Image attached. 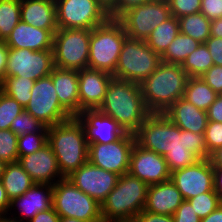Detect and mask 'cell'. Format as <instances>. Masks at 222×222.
Instances as JSON below:
<instances>
[{
	"mask_svg": "<svg viewBox=\"0 0 222 222\" xmlns=\"http://www.w3.org/2000/svg\"><path fill=\"white\" fill-rule=\"evenodd\" d=\"M134 136L137 145L164 156L170 172L210 159L204 133L180 129L164 113H151Z\"/></svg>",
	"mask_w": 222,
	"mask_h": 222,
	"instance_id": "obj_1",
	"label": "cell"
},
{
	"mask_svg": "<svg viewBox=\"0 0 222 222\" xmlns=\"http://www.w3.org/2000/svg\"><path fill=\"white\" fill-rule=\"evenodd\" d=\"M98 110L112 117L124 132L131 134L151 114L145 106L140 84L114 77Z\"/></svg>",
	"mask_w": 222,
	"mask_h": 222,
	"instance_id": "obj_2",
	"label": "cell"
},
{
	"mask_svg": "<svg viewBox=\"0 0 222 222\" xmlns=\"http://www.w3.org/2000/svg\"><path fill=\"white\" fill-rule=\"evenodd\" d=\"M48 144L56 156L59 170L64 178L88 161L86 133L77 117L48 127Z\"/></svg>",
	"mask_w": 222,
	"mask_h": 222,
	"instance_id": "obj_3",
	"label": "cell"
},
{
	"mask_svg": "<svg viewBox=\"0 0 222 222\" xmlns=\"http://www.w3.org/2000/svg\"><path fill=\"white\" fill-rule=\"evenodd\" d=\"M189 76L179 64L161 62L140 88L150 113H164L184 95Z\"/></svg>",
	"mask_w": 222,
	"mask_h": 222,
	"instance_id": "obj_4",
	"label": "cell"
},
{
	"mask_svg": "<svg viewBox=\"0 0 222 222\" xmlns=\"http://www.w3.org/2000/svg\"><path fill=\"white\" fill-rule=\"evenodd\" d=\"M148 185L129 172L119 176L117 185L101 204L103 222L133 221L144 209Z\"/></svg>",
	"mask_w": 222,
	"mask_h": 222,
	"instance_id": "obj_5",
	"label": "cell"
},
{
	"mask_svg": "<svg viewBox=\"0 0 222 222\" xmlns=\"http://www.w3.org/2000/svg\"><path fill=\"white\" fill-rule=\"evenodd\" d=\"M127 34L117 19L109 18L104 24L91 30L89 43V69L113 76Z\"/></svg>",
	"mask_w": 222,
	"mask_h": 222,
	"instance_id": "obj_6",
	"label": "cell"
},
{
	"mask_svg": "<svg viewBox=\"0 0 222 222\" xmlns=\"http://www.w3.org/2000/svg\"><path fill=\"white\" fill-rule=\"evenodd\" d=\"M161 55L146 41L127 37L123 43L114 78L140 84L161 64Z\"/></svg>",
	"mask_w": 222,
	"mask_h": 222,
	"instance_id": "obj_7",
	"label": "cell"
},
{
	"mask_svg": "<svg viewBox=\"0 0 222 222\" xmlns=\"http://www.w3.org/2000/svg\"><path fill=\"white\" fill-rule=\"evenodd\" d=\"M53 208L60 217H72L86 222H103L101 205L67 178L53 185Z\"/></svg>",
	"mask_w": 222,
	"mask_h": 222,
	"instance_id": "obj_8",
	"label": "cell"
},
{
	"mask_svg": "<svg viewBox=\"0 0 222 222\" xmlns=\"http://www.w3.org/2000/svg\"><path fill=\"white\" fill-rule=\"evenodd\" d=\"M91 30L58 28L53 36L54 67L82 70L88 67Z\"/></svg>",
	"mask_w": 222,
	"mask_h": 222,
	"instance_id": "obj_9",
	"label": "cell"
},
{
	"mask_svg": "<svg viewBox=\"0 0 222 222\" xmlns=\"http://www.w3.org/2000/svg\"><path fill=\"white\" fill-rule=\"evenodd\" d=\"M170 16L167 1L149 0L125 11L117 20L129 38L145 41L151 32Z\"/></svg>",
	"mask_w": 222,
	"mask_h": 222,
	"instance_id": "obj_10",
	"label": "cell"
},
{
	"mask_svg": "<svg viewBox=\"0 0 222 222\" xmlns=\"http://www.w3.org/2000/svg\"><path fill=\"white\" fill-rule=\"evenodd\" d=\"M25 110L47 127L62 123L73 116L60 104L51 75L34 82Z\"/></svg>",
	"mask_w": 222,
	"mask_h": 222,
	"instance_id": "obj_11",
	"label": "cell"
},
{
	"mask_svg": "<svg viewBox=\"0 0 222 222\" xmlns=\"http://www.w3.org/2000/svg\"><path fill=\"white\" fill-rule=\"evenodd\" d=\"M55 3L58 28L92 30L110 18L96 0H55Z\"/></svg>",
	"mask_w": 222,
	"mask_h": 222,
	"instance_id": "obj_12",
	"label": "cell"
},
{
	"mask_svg": "<svg viewBox=\"0 0 222 222\" xmlns=\"http://www.w3.org/2000/svg\"><path fill=\"white\" fill-rule=\"evenodd\" d=\"M135 143L134 134L125 132L109 144H88V161L121 176L129 171L130 156Z\"/></svg>",
	"mask_w": 222,
	"mask_h": 222,
	"instance_id": "obj_13",
	"label": "cell"
},
{
	"mask_svg": "<svg viewBox=\"0 0 222 222\" xmlns=\"http://www.w3.org/2000/svg\"><path fill=\"white\" fill-rule=\"evenodd\" d=\"M53 68V50L8 48L5 77L22 76L36 81L50 75Z\"/></svg>",
	"mask_w": 222,
	"mask_h": 222,
	"instance_id": "obj_14",
	"label": "cell"
},
{
	"mask_svg": "<svg viewBox=\"0 0 222 222\" xmlns=\"http://www.w3.org/2000/svg\"><path fill=\"white\" fill-rule=\"evenodd\" d=\"M184 200L214 190V169L209 159H200L194 165L171 172L170 179Z\"/></svg>",
	"mask_w": 222,
	"mask_h": 222,
	"instance_id": "obj_15",
	"label": "cell"
},
{
	"mask_svg": "<svg viewBox=\"0 0 222 222\" xmlns=\"http://www.w3.org/2000/svg\"><path fill=\"white\" fill-rule=\"evenodd\" d=\"M67 179L101 205L117 185L119 175L99 168L87 161Z\"/></svg>",
	"mask_w": 222,
	"mask_h": 222,
	"instance_id": "obj_16",
	"label": "cell"
},
{
	"mask_svg": "<svg viewBox=\"0 0 222 222\" xmlns=\"http://www.w3.org/2000/svg\"><path fill=\"white\" fill-rule=\"evenodd\" d=\"M128 172L147 185L158 184L171 179V172L165 157L146 150L136 143L131 152Z\"/></svg>",
	"mask_w": 222,
	"mask_h": 222,
	"instance_id": "obj_17",
	"label": "cell"
},
{
	"mask_svg": "<svg viewBox=\"0 0 222 222\" xmlns=\"http://www.w3.org/2000/svg\"><path fill=\"white\" fill-rule=\"evenodd\" d=\"M18 163L37 184L54 185L57 181L64 178L59 170L56 156L49 144L35 153L21 156L18 158Z\"/></svg>",
	"mask_w": 222,
	"mask_h": 222,
	"instance_id": "obj_18",
	"label": "cell"
},
{
	"mask_svg": "<svg viewBox=\"0 0 222 222\" xmlns=\"http://www.w3.org/2000/svg\"><path fill=\"white\" fill-rule=\"evenodd\" d=\"M77 118L84 126L88 144H109L125 133L112 117L106 116L98 109L82 110Z\"/></svg>",
	"mask_w": 222,
	"mask_h": 222,
	"instance_id": "obj_19",
	"label": "cell"
},
{
	"mask_svg": "<svg viewBox=\"0 0 222 222\" xmlns=\"http://www.w3.org/2000/svg\"><path fill=\"white\" fill-rule=\"evenodd\" d=\"M111 74L85 68L78 71L80 112L85 109H98L102 104Z\"/></svg>",
	"mask_w": 222,
	"mask_h": 222,
	"instance_id": "obj_20",
	"label": "cell"
},
{
	"mask_svg": "<svg viewBox=\"0 0 222 222\" xmlns=\"http://www.w3.org/2000/svg\"><path fill=\"white\" fill-rule=\"evenodd\" d=\"M52 206L53 185L35 183L26 193L10 201L9 211L17 207L21 216L15 213L14 218H19V220L23 222L24 220L28 222L37 213L46 211Z\"/></svg>",
	"mask_w": 222,
	"mask_h": 222,
	"instance_id": "obj_21",
	"label": "cell"
},
{
	"mask_svg": "<svg viewBox=\"0 0 222 222\" xmlns=\"http://www.w3.org/2000/svg\"><path fill=\"white\" fill-rule=\"evenodd\" d=\"M53 34L20 20L4 41L8 48L32 51L53 50Z\"/></svg>",
	"mask_w": 222,
	"mask_h": 222,
	"instance_id": "obj_22",
	"label": "cell"
},
{
	"mask_svg": "<svg viewBox=\"0 0 222 222\" xmlns=\"http://www.w3.org/2000/svg\"><path fill=\"white\" fill-rule=\"evenodd\" d=\"M184 201L176 185L166 182L148 185L144 210L162 215H173Z\"/></svg>",
	"mask_w": 222,
	"mask_h": 222,
	"instance_id": "obj_23",
	"label": "cell"
},
{
	"mask_svg": "<svg viewBox=\"0 0 222 222\" xmlns=\"http://www.w3.org/2000/svg\"><path fill=\"white\" fill-rule=\"evenodd\" d=\"M50 75L60 104L77 117L80 114L78 71L54 67Z\"/></svg>",
	"mask_w": 222,
	"mask_h": 222,
	"instance_id": "obj_24",
	"label": "cell"
},
{
	"mask_svg": "<svg viewBox=\"0 0 222 222\" xmlns=\"http://www.w3.org/2000/svg\"><path fill=\"white\" fill-rule=\"evenodd\" d=\"M20 18L26 24L49 30H58L55 0H20Z\"/></svg>",
	"mask_w": 222,
	"mask_h": 222,
	"instance_id": "obj_25",
	"label": "cell"
},
{
	"mask_svg": "<svg viewBox=\"0 0 222 222\" xmlns=\"http://www.w3.org/2000/svg\"><path fill=\"white\" fill-rule=\"evenodd\" d=\"M164 114L180 129L204 133L208 124L207 112L198 109L183 97L173 103Z\"/></svg>",
	"mask_w": 222,
	"mask_h": 222,
	"instance_id": "obj_26",
	"label": "cell"
},
{
	"mask_svg": "<svg viewBox=\"0 0 222 222\" xmlns=\"http://www.w3.org/2000/svg\"><path fill=\"white\" fill-rule=\"evenodd\" d=\"M0 181L10 201L26 193L35 184L18 161L6 164Z\"/></svg>",
	"mask_w": 222,
	"mask_h": 222,
	"instance_id": "obj_27",
	"label": "cell"
},
{
	"mask_svg": "<svg viewBox=\"0 0 222 222\" xmlns=\"http://www.w3.org/2000/svg\"><path fill=\"white\" fill-rule=\"evenodd\" d=\"M218 94L203 80L202 77H189L183 98L198 109L207 111Z\"/></svg>",
	"mask_w": 222,
	"mask_h": 222,
	"instance_id": "obj_28",
	"label": "cell"
},
{
	"mask_svg": "<svg viewBox=\"0 0 222 222\" xmlns=\"http://www.w3.org/2000/svg\"><path fill=\"white\" fill-rule=\"evenodd\" d=\"M179 33L178 18L171 15L157 26L145 41L154 52L162 55Z\"/></svg>",
	"mask_w": 222,
	"mask_h": 222,
	"instance_id": "obj_29",
	"label": "cell"
},
{
	"mask_svg": "<svg viewBox=\"0 0 222 222\" xmlns=\"http://www.w3.org/2000/svg\"><path fill=\"white\" fill-rule=\"evenodd\" d=\"M178 21L180 33L190 36L201 44L211 36V20L200 12L179 17Z\"/></svg>",
	"mask_w": 222,
	"mask_h": 222,
	"instance_id": "obj_30",
	"label": "cell"
},
{
	"mask_svg": "<svg viewBox=\"0 0 222 222\" xmlns=\"http://www.w3.org/2000/svg\"><path fill=\"white\" fill-rule=\"evenodd\" d=\"M200 44L190 36L179 33L161 55V59L165 63L182 65L188 55L196 50Z\"/></svg>",
	"mask_w": 222,
	"mask_h": 222,
	"instance_id": "obj_31",
	"label": "cell"
},
{
	"mask_svg": "<svg viewBox=\"0 0 222 222\" xmlns=\"http://www.w3.org/2000/svg\"><path fill=\"white\" fill-rule=\"evenodd\" d=\"M34 82L35 80L22 76L5 77L1 81L2 92L25 108L30 101Z\"/></svg>",
	"mask_w": 222,
	"mask_h": 222,
	"instance_id": "obj_32",
	"label": "cell"
},
{
	"mask_svg": "<svg viewBox=\"0 0 222 222\" xmlns=\"http://www.w3.org/2000/svg\"><path fill=\"white\" fill-rule=\"evenodd\" d=\"M213 65L209 49L204 43L188 55L181 67L189 77H201Z\"/></svg>",
	"mask_w": 222,
	"mask_h": 222,
	"instance_id": "obj_33",
	"label": "cell"
},
{
	"mask_svg": "<svg viewBox=\"0 0 222 222\" xmlns=\"http://www.w3.org/2000/svg\"><path fill=\"white\" fill-rule=\"evenodd\" d=\"M20 0H0V41H5L21 20Z\"/></svg>",
	"mask_w": 222,
	"mask_h": 222,
	"instance_id": "obj_34",
	"label": "cell"
},
{
	"mask_svg": "<svg viewBox=\"0 0 222 222\" xmlns=\"http://www.w3.org/2000/svg\"><path fill=\"white\" fill-rule=\"evenodd\" d=\"M10 129L18 137L27 133H48V127L25 109L13 120Z\"/></svg>",
	"mask_w": 222,
	"mask_h": 222,
	"instance_id": "obj_35",
	"label": "cell"
},
{
	"mask_svg": "<svg viewBox=\"0 0 222 222\" xmlns=\"http://www.w3.org/2000/svg\"><path fill=\"white\" fill-rule=\"evenodd\" d=\"M15 99L0 93V129H10L13 120L24 110Z\"/></svg>",
	"mask_w": 222,
	"mask_h": 222,
	"instance_id": "obj_36",
	"label": "cell"
},
{
	"mask_svg": "<svg viewBox=\"0 0 222 222\" xmlns=\"http://www.w3.org/2000/svg\"><path fill=\"white\" fill-rule=\"evenodd\" d=\"M200 219L207 217L211 212L222 205L216 192H206L188 199Z\"/></svg>",
	"mask_w": 222,
	"mask_h": 222,
	"instance_id": "obj_37",
	"label": "cell"
},
{
	"mask_svg": "<svg viewBox=\"0 0 222 222\" xmlns=\"http://www.w3.org/2000/svg\"><path fill=\"white\" fill-rule=\"evenodd\" d=\"M48 144V133H27L18 137V156H26Z\"/></svg>",
	"mask_w": 222,
	"mask_h": 222,
	"instance_id": "obj_38",
	"label": "cell"
},
{
	"mask_svg": "<svg viewBox=\"0 0 222 222\" xmlns=\"http://www.w3.org/2000/svg\"><path fill=\"white\" fill-rule=\"evenodd\" d=\"M18 136L11 130L0 129V159L6 163L18 161Z\"/></svg>",
	"mask_w": 222,
	"mask_h": 222,
	"instance_id": "obj_39",
	"label": "cell"
},
{
	"mask_svg": "<svg viewBox=\"0 0 222 222\" xmlns=\"http://www.w3.org/2000/svg\"><path fill=\"white\" fill-rule=\"evenodd\" d=\"M172 16L179 18L201 10V0H167Z\"/></svg>",
	"mask_w": 222,
	"mask_h": 222,
	"instance_id": "obj_40",
	"label": "cell"
},
{
	"mask_svg": "<svg viewBox=\"0 0 222 222\" xmlns=\"http://www.w3.org/2000/svg\"><path fill=\"white\" fill-rule=\"evenodd\" d=\"M206 149L209 154L222 146V123L208 121L204 132Z\"/></svg>",
	"mask_w": 222,
	"mask_h": 222,
	"instance_id": "obj_41",
	"label": "cell"
},
{
	"mask_svg": "<svg viewBox=\"0 0 222 222\" xmlns=\"http://www.w3.org/2000/svg\"><path fill=\"white\" fill-rule=\"evenodd\" d=\"M201 77L218 95L222 94V66H211Z\"/></svg>",
	"mask_w": 222,
	"mask_h": 222,
	"instance_id": "obj_42",
	"label": "cell"
},
{
	"mask_svg": "<svg viewBox=\"0 0 222 222\" xmlns=\"http://www.w3.org/2000/svg\"><path fill=\"white\" fill-rule=\"evenodd\" d=\"M174 222H200V218L188 202L184 200L172 215Z\"/></svg>",
	"mask_w": 222,
	"mask_h": 222,
	"instance_id": "obj_43",
	"label": "cell"
},
{
	"mask_svg": "<svg viewBox=\"0 0 222 222\" xmlns=\"http://www.w3.org/2000/svg\"><path fill=\"white\" fill-rule=\"evenodd\" d=\"M200 13L211 21L221 18L222 0H201Z\"/></svg>",
	"mask_w": 222,
	"mask_h": 222,
	"instance_id": "obj_44",
	"label": "cell"
},
{
	"mask_svg": "<svg viewBox=\"0 0 222 222\" xmlns=\"http://www.w3.org/2000/svg\"><path fill=\"white\" fill-rule=\"evenodd\" d=\"M205 45L208 47L213 64L222 66V38L210 36Z\"/></svg>",
	"mask_w": 222,
	"mask_h": 222,
	"instance_id": "obj_45",
	"label": "cell"
},
{
	"mask_svg": "<svg viewBox=\"0 0 222 222\" xmlns=\"http://www.w3.org/2000/svg\"><path fill=\"white\" fill-rule=\"evenodd\" d=\"M133 222H174V220L171 215L155 214L143 209Z\"/></svg>",
	"mask_w": 222,
	"mask_h": 222,
	"instance_id": "obj_46",
	"label": "cell"
},
{
	"mask_svg": "<svg viewBox=\"0 0 222 222\" xmlns=\"http://www.w3.org/2000/svg\"><path fill=\"white\" fill-rule=\"evenodd\" d=\"M206 112L208 121L222 123V94L216 97L215 101L210 105Z\"/></svg>",
	"mask_w": 222,
	"mask_h": 222,
	"instance_id": "obj_47",
	"label": "cell"
},
{
	"mask_svg": "<svg viewBox=\"0 0 222 222\" xmlns=\"http://www.w3.org/2000/svg\"><path fill=\"white\" fill-rule=\"evenodd\" d=\"M60 216L57 214L53 206L46 210L37 213L28 222H59Z\"/></svg>",
	"mask_w": 222,
	"mask_h": 222,
	"instance_id": "obj_48",
	"label": "cell"
},
{
	"mask_svg": "<svg viewBox=\"0 0 222 222\" xmlns=\"http://www.w3.org/2000/svg\"><path fill=\"white\" fill-rule=\"evenodd\" d=\"M149 0H117L116 5V19L125 11L135 6L146 3Z\"/></svg>",
	"mask_w": 222,
	"mask_h": 222,
	"instance_id": "obj_49",
	"label": "cell"
},
{
	"mask_svg": "<svg viewBox=\"0 0 222 222\" xmlns=\"http://www.w3.org/2000/svg\"><path fill=\"white\" fill-rule=\"evenodd\" d=\"M7 57H8V47L4 41H0V82L5 78Z\"/></svg>",
	"mask_w": 222,
	"mask_h": 222,
	"instance_id": "obj_50",
	"label": "cell"
},
{
	"mask_svg": "<svg viewBox=\"0 0 222 222\" xmlns=\"http://www.w3.org/2000/svg\"><path fill=\"white\" fill-rule=\"evenodd\" d=\"M98 5L112 19H116L117 0H96Z\"/></svg>",
	"mask_w": 222,
	"mask_h": 222,
	"instance_id": "obj_51",
	"label": "cell"
},
{
	"mask_svg": "<svg viewBox=\"0 0 222 222\" xmlns=\"http://www.w3.org/2000/svg\"><path fill=\"white\" fill-rule=\"evenodd\" d=\"M9 207H10V199L7 196L6 190L4 189L1 181H0V214H9Z\"/></svg>",
	"mask_w": 222,
	"mask_h": 222,
	"instance_id": "obj_52",
	"label": "cell"
},
{
	"mask_svg": "<svg viewBox=\"0 0 222 222\" xmlns=\"http://www.w3.org/2000/svg\"><path fill=\"white\" fill-rule=\"evenodd\" d=\"M214 169V190L222 202V168Z\"/></svg>",
	"mask_w": 222,
	"mask_h": 222,
	"instance_id": "obj_53",
	"label": "cell"
},
{
	"mask_svg": "<svg viewBox=\"0 0 222 222\" xmlns=\"http://www.w3.org/2000/svg\"><path fill=\"white\" fill-rule=\"evenodd\" d=\"M209 160L211 161L213 168H222V146L210 154Z\"/></svg>",
	"mask_w": 222,
	"mask_h": 222,
	"instance_id": "obj_54",
	"label": "cell"
},
{
	"mask_svg": "<svg viewBox=\"0 0 222 222\" xmlns=\"http://www.w3.org/2000/svg\"><path fill=\"white\" fill-rule=\"evenodd\" d=\"M210 34L222 38V17L211 21Z\"/></svg>",
	"mask_w": 222,
	"mask_h": 222,
	"instance_id": "obj_55",
	"label": "cell"
},
{
	"mask_svg": "<svg viewBox=\"0 0 222 222\" xmlns=\"http://www.w3.org/2000/svg\"><path fill=\"white\" fill-rule=\"evenodd\" d=\"M200 222H222V205L211 212L207 217L201 219Z\"/></svg>",
	"mask_w": 222,
	"mask_h": 222,
	"instance_id": "obj_56",
	"label": "cell"
},
{
	"mask_svg": "<svg viewBox=\"0 0 222 222\" xmlns=\"http://www.w3.org/2000/svg\"><path fill=\"white\" fill-rule=\"evenodd\" d=\"M7 216H8V214L6 215V213L0 214V222H23L19 219L14 218V215L12 218L10 216H8V217Z\"/></svg>",
	"mask_w": 222,
	"mask_h": 222,
	"instance_id": "obj_57",
	"label": "cell"
},
{
	"mask_svg": "<svg viewBox=\"0 0 222 222\" xmlns=\"http://www.w3.org/2000/svg\"><path fill=\"white\" fill-rule=\"evenodd\" d=\"M59 222H86L72 217H60Z\"/></svg>",
	"mask_w": 222,
	"mask_h": 222,
	"instance_id": "obj_58",
	"label": "cell"
},
{
	"mask_svg": "<svg viewBox=\"0 0 222 222\" xmlns=\"http://www.w3.org/2000/svg\"><path fill=\"white\" fill-rule=\"evenodd\" d=\"M6 162L2 159H0V180L2 178V175L4 173V169H5V166H6Z\"/></svg>",
	"mask_w": 222,
	"mask_h": 222,
	"instance_id": "obj_59",
	"label": "cell"
}]
</instances>
